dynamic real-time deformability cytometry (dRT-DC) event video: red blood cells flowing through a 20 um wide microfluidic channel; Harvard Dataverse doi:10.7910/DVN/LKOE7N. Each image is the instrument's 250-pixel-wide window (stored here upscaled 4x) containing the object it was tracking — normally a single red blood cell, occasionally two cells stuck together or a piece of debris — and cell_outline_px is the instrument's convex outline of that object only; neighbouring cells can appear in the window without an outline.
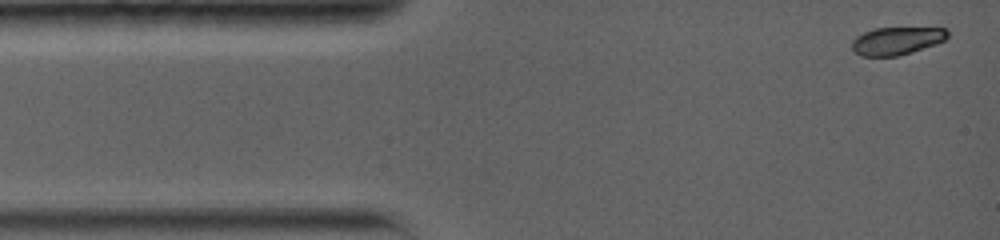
{"species": "common noctule bat (a hibernating species)", "species_latin": "Nyctalus noctula", "temperature_condition": "warm", "stored_images_in_passage": 43, "camera_frame_rate_fps": 5000, "um_per_image_px": 0.085, "animal": {"sex": "female", "body_mass_g": 19.0, "forearm_length_mm": 56.7}, "frame": {"image": 1, "passage_image": 1, "time_ms": 0.0, "image_size_px": [1000, 240], "cell_outline_px": [[948, 36], [944, 40], [936, 44], [912, 52], [896, 56], [860, 56], [852, 48], [852, 40], [856, 36], [864, 32], [876, 28], [948, 28]], "centroid_in_image_um": [76.22, 3.47], "position_along_channel_um": 8.8, "area_um2": 15.43}}
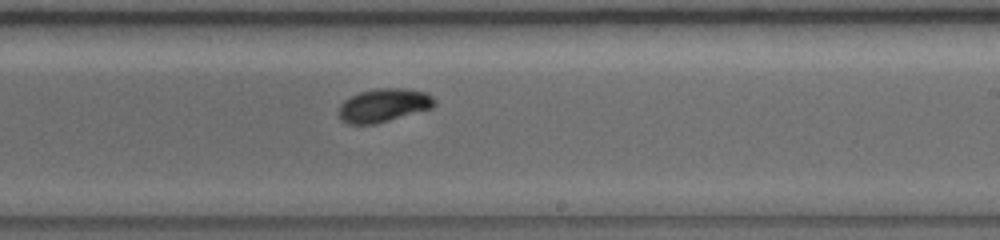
{"frame": {"image": 2, "passage_image": 25, "time_ms": 8.4, "image_size_px": [1000, 240], "cell_outline_px": [[436, 104], [432, 108], [376, 124], [348, 124], [340, 120], [336, 112], [340, 104], [344, 100], [360, 92], [376, 88], [404, 88], [428, 92], [436, 100]], "centroid_in_image_um": [32.6, 8.95], "position_along_channel_um": 256.4, "area_um2": 18.96}}
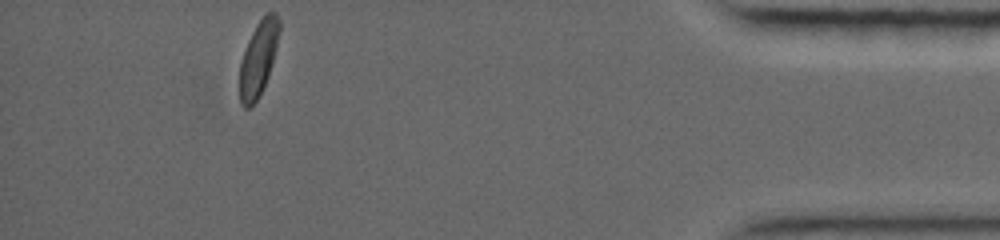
{"frame": {"image": 3, "passage_image": 43, "time_ms": 14.2, "image_size_px": [1000, 240], "cell_outline_px": [[280, 28], [276, 48], [272, 64], [268, 76], [260, 96], [248, 108], [244, 108], [240, 104], [240, 60], [248, 40], [256, 24], [264, 12], [276, 12], [280, 20]], "centroid_in_image_um": [21.97, 4.93], "position_along_channel_um": 413.2, "area_um2": 17.46}, "authors_computed_cell_mechanics": {"area_um2": 17.8602, "velocity_mm_per_s": 3.7926, "shape_relaxation_time_tau1_ms": 3.0956, "shape_relaxation_time_tau2_ms": null, "deformation_change_tau1": 0.1478, "deformation_change_tau2": null}}